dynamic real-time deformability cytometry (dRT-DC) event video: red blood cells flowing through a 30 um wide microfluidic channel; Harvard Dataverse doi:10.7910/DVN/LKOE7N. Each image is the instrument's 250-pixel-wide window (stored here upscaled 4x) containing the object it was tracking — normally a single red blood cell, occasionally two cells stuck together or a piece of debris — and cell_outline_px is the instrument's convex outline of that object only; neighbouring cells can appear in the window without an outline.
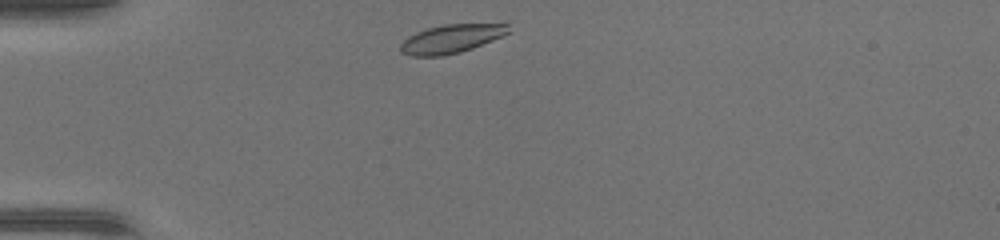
{"species": "common noctule bat (a hibernating species)", "species_latin": "Nyctalus noctula", "temperature_condition": "warm", "stored_images_in_passage": 35, "camera_frame_rate_fps": 3000, "um_per_image_px": 0.085, "animal": {"sex": "female", "body_mass_g": 17.0, "forearm_length_mm": 48.0}, "frame": {"image": 1, "passage_image": 1, "time_ms": 0.0, "image_size_px": [1000, 240], "cell_outline_px": [[512, 32], [504, 36], [472, 48], [460, 52], [440, 56], [412, 56], [400, 52], [400, 44], [408, 36], [416, 32], [428, 28], [444, 24], [508, 24]], "centroid_in_image_um": [38.37, 3.29], "position_along_channel_um": 46.6, "area_um2": 18.03}}
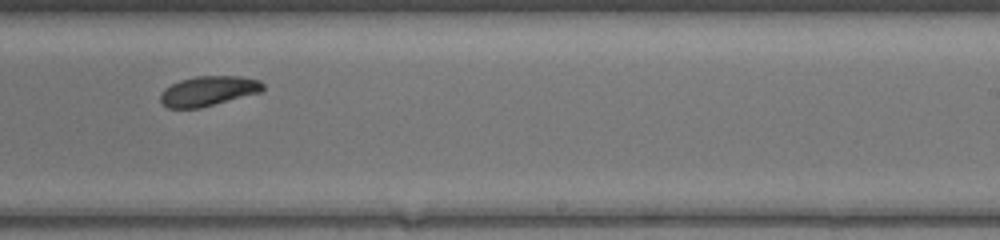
{"frame": {"image": 2, "passage_image": 18, "time_ms": 5.667, "image_size_px": [1000, 240], "cell_outline_px": [[264, 88], [260, 92], [200, 108], [168, 108], [160, 100], [160, 92], [164, 88], [180, 80], [196, 76], [240, 76], [260, 80], [264, 84]], "centroid_in_image_um": [17.7, 7.73], "position_along_channel_um": 271.3, "area_um2": 17.8}}
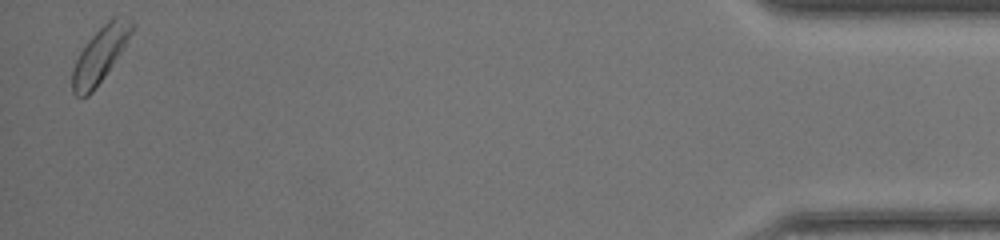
{"frame": {"image": 3, "passage_image": 34, "time_ms": 11.0, "image_size_px": [1000, 240], "cell_outline_px": [[132, 32], [124, 48], [104, 76], [92, 92], [88, 96], [76, 96], [72, 92], [72, 72], [76, 60], [80, 52], [88, 40], [112, 16], [116, 16], [132, 20]], "centroid_in_image_um": [8.5, 4.66], "position_along_channel_um": 426.7, "area_um2": 18.73}}